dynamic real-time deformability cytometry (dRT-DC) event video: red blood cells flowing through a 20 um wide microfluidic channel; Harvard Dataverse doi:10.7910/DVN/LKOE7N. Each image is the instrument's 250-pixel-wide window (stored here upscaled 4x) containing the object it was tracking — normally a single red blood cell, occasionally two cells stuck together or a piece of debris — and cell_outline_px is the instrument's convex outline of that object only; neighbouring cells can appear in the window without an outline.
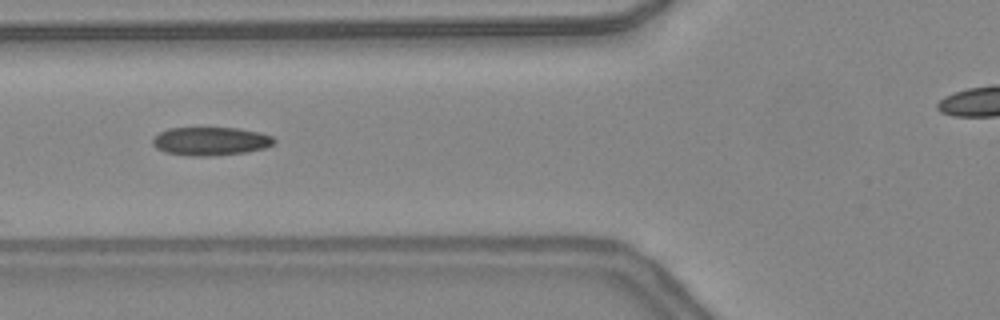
{"species": "common noctule bat (a hibernating species)", "species_latin": "Nyctalus noctula", "temperature_condition": "warm", "stored_images_in_passage": 26, "camera_frame_rate_fps": 3000, "um_per_image_px": 0.085, "animal": {"sex": "female", "body_mass_g": 24.6, "forearm_length_mm": 56.2}, "frame": {"image": 1, "passage_image": 4, "time_ms": 1.0, "image_size_px": [1000, 320], "cell_outline_px": [[276, 140], [272, 144], [264, 148], [248, 152], [208, 156], [188, 156], [164, 152], [156, 148], [152, 144], [152, 136], [168, 128], [240, 128], [260, 132], [272, 136]], "centroid_in_image_um": [17.87, 12.0], "position_along_channel_um": 107.9, "area_um2": 20.29}, "authors_computed_cell_mechanics": {"area_um2": 19.7676, "velocity_mm_per_s": 4.4123, "shape_relaxation_time_tau1_ms": null, "shape_relaxation_time_tau2_ms": 1.959, "deformation_change_tau1": null, "deformation_change_tau2": 0.095}}